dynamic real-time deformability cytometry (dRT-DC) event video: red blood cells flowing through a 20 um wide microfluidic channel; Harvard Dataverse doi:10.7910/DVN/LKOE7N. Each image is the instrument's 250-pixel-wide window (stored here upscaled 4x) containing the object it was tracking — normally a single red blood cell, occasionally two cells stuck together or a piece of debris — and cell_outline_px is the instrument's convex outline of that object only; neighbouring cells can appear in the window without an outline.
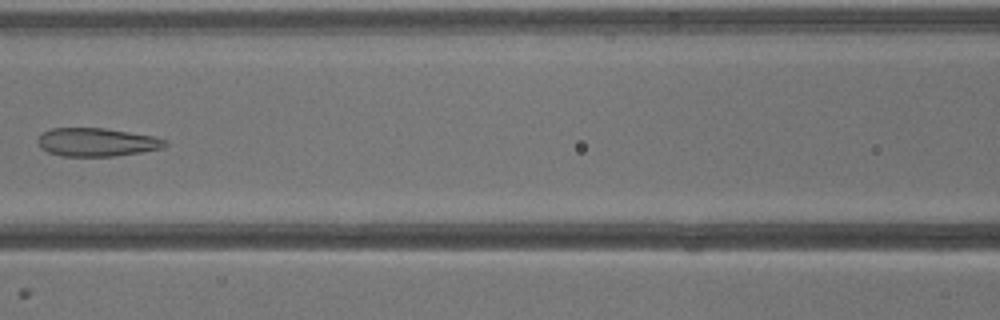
{"species": "common noctule bat (a hibernating species)", "species_latin": "Nyctalus noctula", "temperature_condition": "warm", "stored_images_in_passage": 34, "camera_frame_rate_fps": 3000, "um_per_image_px": 0.085, "animal": {"sex": "male", "body_mass_g": 13.3}, "frame": {"image": 1, "passage_image": 13, "time_ms": 4.0, "image_size_px": [1000, 320], "cell_outline_px": [[168, 144], [164, 148], [116, 156], [60, 156], [48, 152], [40, 148], [36, 140], [44, 132], [52, 128], [104, 128], [156, 136], [168, 140]], "centroid_in_image_um": [8.26, 12.08], "position_along_channel_um": 158.3, "area_um2": 21.21}}
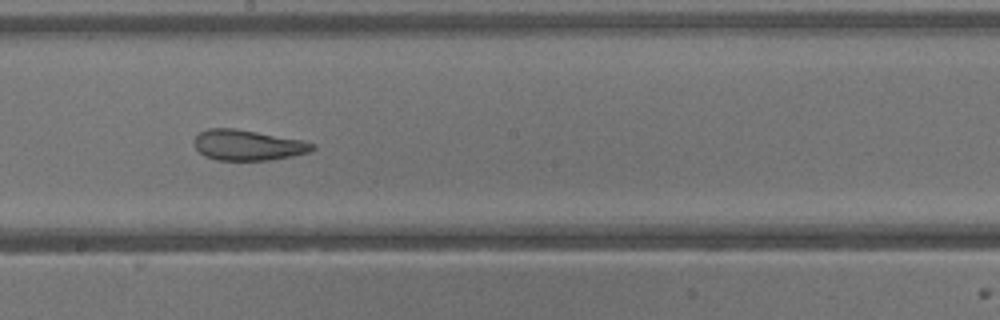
{"frame": {"image": 2, "passage_image": 17, "time_ms": 5.333, "image_size_px": [1000, 320], "cell_outline_px": [[316, 148], [308, 152], [292, 156], [272, 160], [216, 160], [204, 156], [196, 148], [192, 140], [200, 132], [208, 128], [236, 128], [304, 140], [316, 144]], "centroid_in_image_um": [21.07, 12.33], "position_along_channel_um": 227.1, "area_um2": 21.27}}
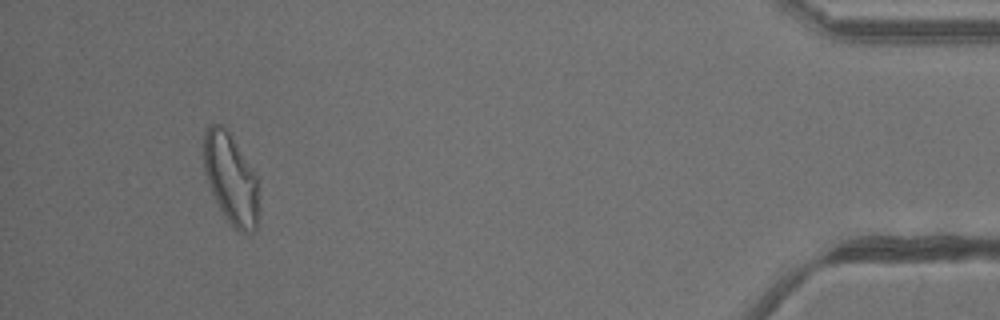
{"frame": {"image": 3, "passage_image": 32, "time_ms": 10.333, "image_size_px": [1000, 320], "cell_outline_px": [[260, 212], [256, 228], [252, 232], [240, 232], [228, 220], [220, 208], [208, 184], [204, 168], [204, 128], [208, 124], [220, 124], [232, 132], [256, 176], [260, 208]], "centroid_in_image_um": [19.64, 15.14], "position_along_channel_um": 415.6, "area_um2": 29.42}}